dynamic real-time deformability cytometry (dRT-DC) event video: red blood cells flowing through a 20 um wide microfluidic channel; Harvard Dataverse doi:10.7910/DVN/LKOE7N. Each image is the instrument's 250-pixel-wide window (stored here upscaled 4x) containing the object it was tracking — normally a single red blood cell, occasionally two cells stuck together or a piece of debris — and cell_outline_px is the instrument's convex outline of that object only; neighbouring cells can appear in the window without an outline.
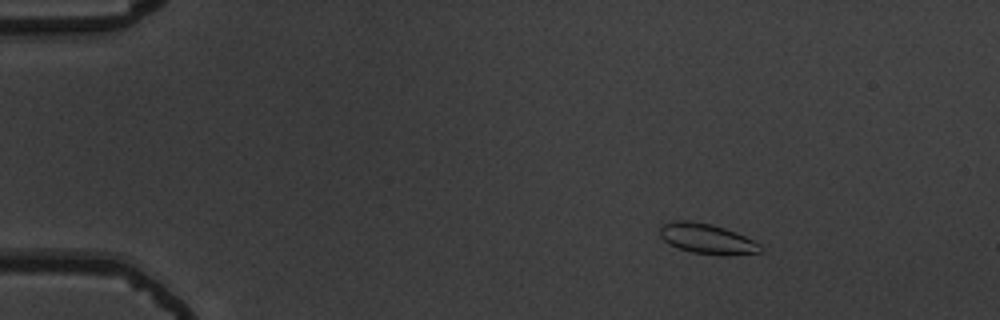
{"species": "common noctule bat (a hibernating species)", "species_latin": "Nyctalus noctula", "temperature_condition": "warm", "stored_images_in_passage": 57, "segment_of_instrument_passage": [1, 2], "camera_frame_rate_fps": 3000, "um_per_image_px": 0.085, "animal": {"sex": "male", "body_mass_g": 19.5, "forearm_length_mm": 54.6}, "frame": {"image": 1, "passage_image": 10, "time_ms": 3.0, "image_size_px": [1000, 320], "cell_outline_px": [[764, 248], [760, 252], [728, 256], [724, 256], [692, 252], [668, 244], [660, 236], [660, 224], [676, 220], [688, 220], [712, 224], [736, 232], [760, 244]], "centroid_in_image_um": [60.09, 20.29], "position_along_channel_um": 24.9, "area_um2": 17.8}}
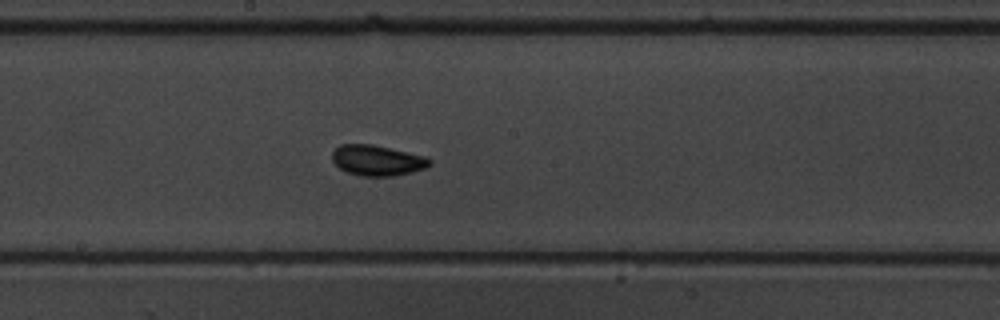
{"frame": {"image": 2, "passage_image": 32, "time_ms": 10.333, "image_size_px": [1000, 320], "cell_outline_px": [[432, 164], [424, 168], [412, 172], [392, 176], [360, 176], [348, 172], [340, 168], [332, 160], [332, 152], [340, 144], [372, 144], [424, 156], [432, 160]], "centroid_in_image_um": [32.06, 13.63], "position_along_channel_um": 216.1, "area_um2": 17.22}}
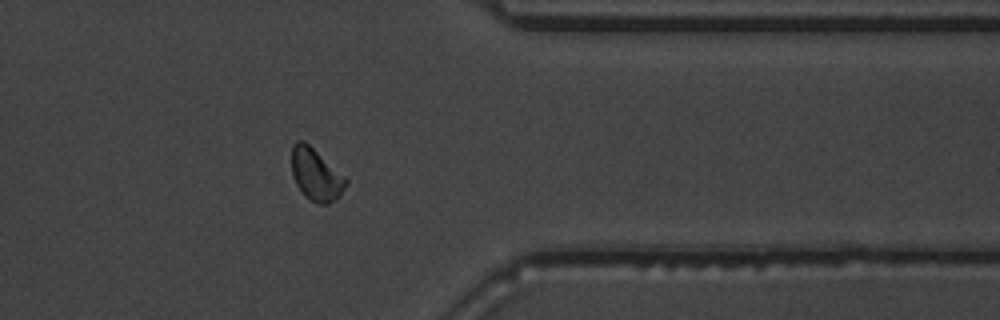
{"frame": {"image": 3, "passage_image": 46, "time_ms": 15.0, "image_size_px": [1000, 320], "cell_outline_px": [[348, 184], [340, 196], [336, 200], [328, 204], [316, 204], [308, 200], [304, 196], [296, 184], [292, 176], [292, 144], [296, 140], [304, 140], [344, 176], [348, 180]], "centroid_in_image_um": [26.85, 14.87], "position_along_channel_um": 384.6, "area_um2": 16.65}}